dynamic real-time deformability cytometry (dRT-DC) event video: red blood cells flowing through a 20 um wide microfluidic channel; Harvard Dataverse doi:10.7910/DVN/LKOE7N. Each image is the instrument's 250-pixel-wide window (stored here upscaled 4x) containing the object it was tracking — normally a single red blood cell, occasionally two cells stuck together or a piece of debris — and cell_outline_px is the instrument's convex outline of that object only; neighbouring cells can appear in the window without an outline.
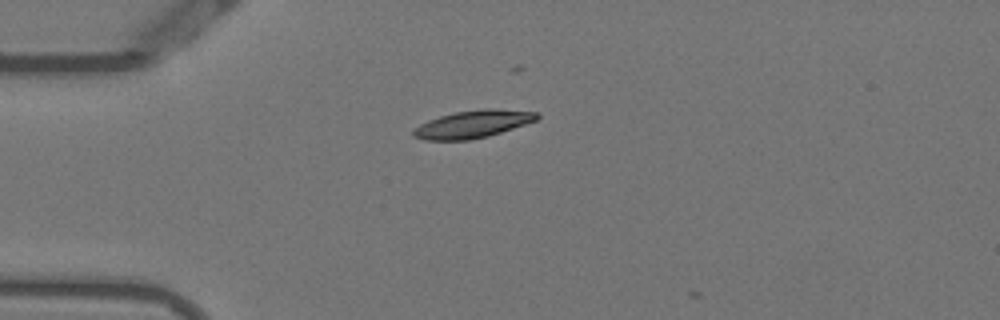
{"species": "Egyptian fruit bat (a non-hibernating species)", "species_latin": "Rousettus aegyptiacus", "temperature_condition": "warm", "stored_images_in_passage": 8, "camera_frame_rate_fps": 3000, "um_per_image_px": 0.085, "animal": {"sex": "female"}, "frame": {"image": 1, "passage_image": 1, "time_ms": 0.0, "image_size_px": [1000, 320], "cell_outline_px": [[540, 116], [536, 120], [488, 136], [468, 140], [424, 140], [412, 136], [412, 132], [420, 124], [428, 120], [440, 116], [456, 112], [484, 108], [496, 108], [536, 112]], "centroid_in_image_um": [40.17, 10.55], "position_along_channel_um": 44.8, "area_um2": 19.65}}
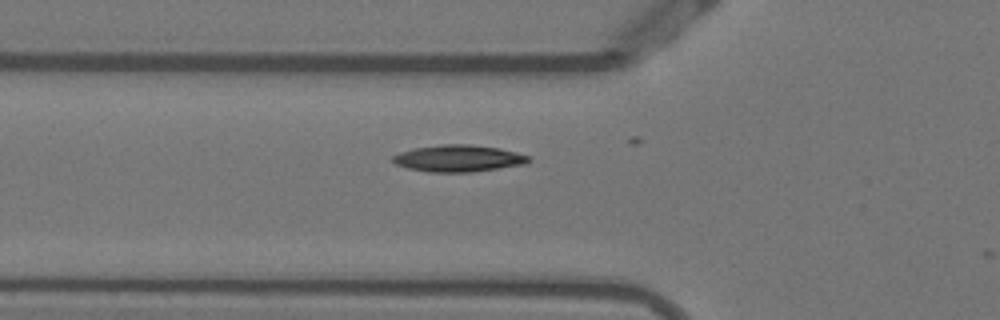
{"frame": {"image": 2, "passage_image": 6, "time_ms": 1.667, "image_size_px": [1000, 320], "cell_outline_px": [[532, 160], [524, 164], [472, 172], [428, 172], [408, 168], [396, 164], [392, 160], [392, 156], [400, 152], [416, 148], [444, 144], [468, 144], [500, 148], [532, 156]], "centroid_in_image_um": [39.0, 13.46], "position_along_channel_um": 86.8, "area_um2": 21.15}}